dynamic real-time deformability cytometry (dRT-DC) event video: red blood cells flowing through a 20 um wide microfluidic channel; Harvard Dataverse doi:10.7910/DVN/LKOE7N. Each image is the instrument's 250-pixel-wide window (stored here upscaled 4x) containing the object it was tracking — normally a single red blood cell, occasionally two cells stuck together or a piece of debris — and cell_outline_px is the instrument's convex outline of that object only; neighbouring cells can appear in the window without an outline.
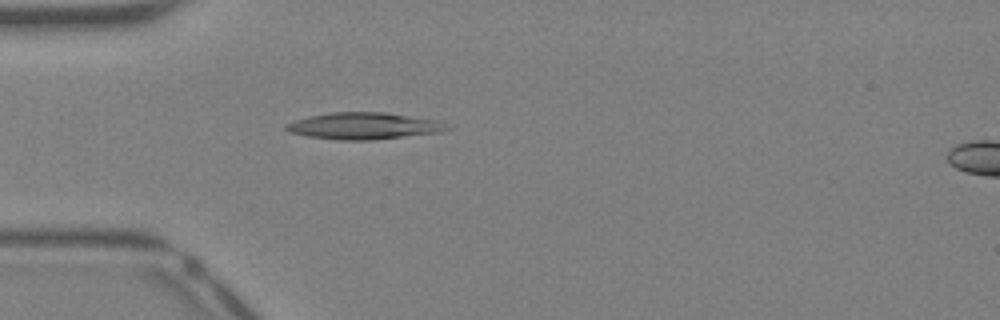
{"species": "Egyptian fruit bat (a non-hibernating species)", "species_latin": "Rousettus aegyptiacus", "temperature_condition": "warm", "stored_images_in_passage": 37, "camera_frame_rate_fps": 3000, "um_per_image_px": 0.085, "animal": {"sex": "female"}, "frame": {"image": 1, "passage_image": 9, "time_ms": 2.667, "image_size_px": [1000, 320], "cell_outline_px": [[452, 128], [440, 132], [372, 140], [336, 140], [308, 136], [292, 132], [284, 128], [284, 124], [296, 120], [328, 112], [384, 112], [436, 120]], "centroid_in_image_um": [30.91, 10.7], "position_along_channel_um": 54.1, "area_um2": 24.8}}
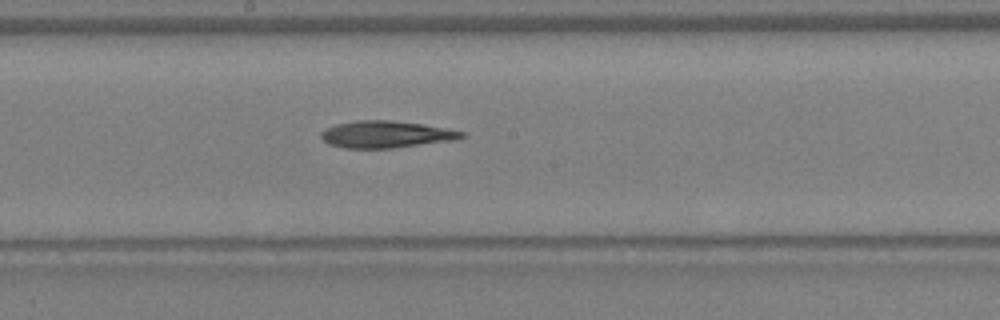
{"frame": {"image": 2, "passage_image": 19, "time_ms": 6.0, "image_size_px": [1000, 320], "cell_outline_px": [[464, 136], [456, 140], [392, 148], [344, 148], [328, 144], [320, 136], [320, 132], [324, 128], [336, 124], [356, 120], [388, 120], [424, 124], [464, 132]], "centroid_in_image_um": [32.76, 11.42], "position_along_channel_um": 215.4, "area_um2": 22.08}}
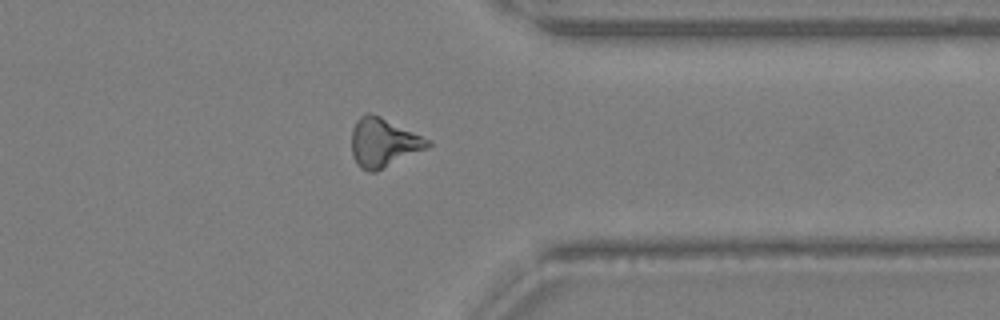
{"frame": {"image": 3, "passage_image": 29, "time_ms": 9.333, "image_size_px": [1000, 320], "cell_outline_px": [[432, 144], [428, 148], [376, 172], [368, 172], [360, 168], [356, 164], [352, 156], [352, 128], [356, 120], [364, 112], [368, 112], [380, 116], [432, 140]], "centroid_in_image_um": [32.59, 12.13], "position_along_channel_um": 378.8, "area_um2": 22.02}}